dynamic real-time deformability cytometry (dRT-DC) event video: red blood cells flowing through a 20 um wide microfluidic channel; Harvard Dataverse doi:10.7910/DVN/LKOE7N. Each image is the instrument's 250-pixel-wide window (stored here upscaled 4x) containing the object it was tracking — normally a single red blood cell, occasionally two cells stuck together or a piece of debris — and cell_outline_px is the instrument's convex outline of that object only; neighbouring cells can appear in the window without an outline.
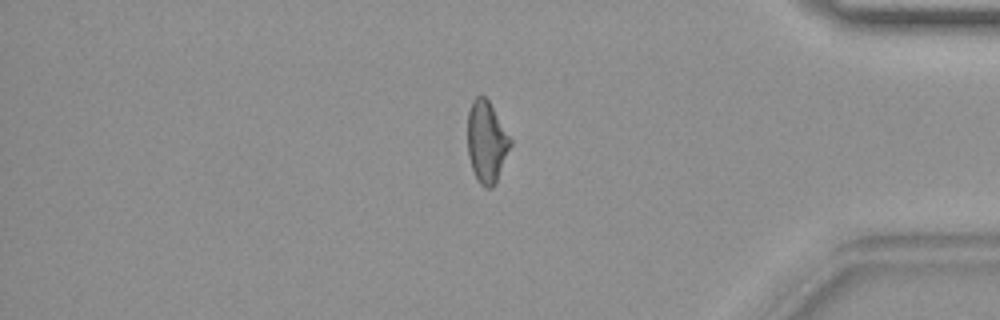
{"species": "common noctule bat (a hibernating species)", "species_latin": "Nyctalus noctula", "temperature_condition": "warm", "stored_images_in_passage": 41, "camera_frame_rate_fps": 3000, "um_per_image_px": 0.085, "animal": {"sex": "female", "body_mass_g": 19.9}, "frame": {"image": 1, "passage_image": 35, "time_ms": 11.333, "image_size_px": [1000, 320], "cell_outline_px": [[512, 144], [496, 184], [492, 188], [484, 188], [480, 184], [472, 168], [468, 156], [468, 112], [472, 100], [476, 96], [484, 96], [488, 100], [512, 140]], "centroid_in_image_um": [41.37, 12.08], "position_along_channel_um": 393.8, "area_um2": 20.35}}
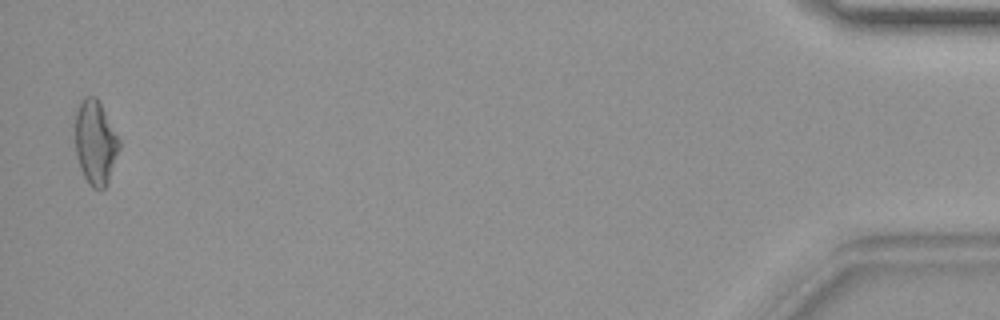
{"frame": {"image": 2, "passage_image": 41, "time_ms": 13.333, "image_size_px": [1000, 320], "cell_outline_px": [[120, 148], [108, 184], [104, 188], [92, 188], [88, 184], [80, 168], [76, 152], [76, 112], [80, 100], [84, 96], [96, 96], [120, 140]], "centroid_in_image_um": [8.12, 12.12], "position_along_channel_um": 427.1, "area_um2": 21.56}}